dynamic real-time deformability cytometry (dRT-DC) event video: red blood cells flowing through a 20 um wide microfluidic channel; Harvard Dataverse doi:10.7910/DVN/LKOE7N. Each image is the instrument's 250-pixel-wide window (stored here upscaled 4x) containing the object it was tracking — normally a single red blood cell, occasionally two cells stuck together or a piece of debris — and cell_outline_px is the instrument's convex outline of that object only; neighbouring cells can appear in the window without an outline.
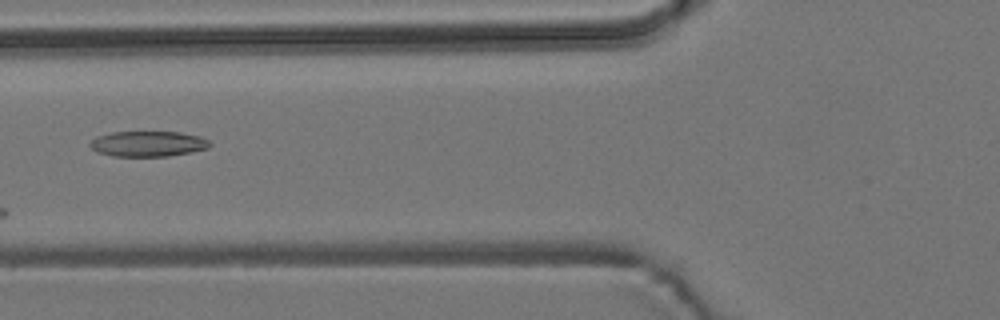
{"species": "common noctule bat (a hibernating species)", "species_latin": "Nyctalus noctula", "temperature_condition": "room temperature", "stored_images_in_passage": 6, "camera_frame_rate_fps": 3000, "um_per_image_px": 0.085, "animal": {"sex": "male", "body_mass_g": 19.2, "forearm_length_mm": 51.8}, "frame": {"image": 1, "passage_image": 6, "time_ms": 5.667, "image_size_px": [1000, 320], "cell_outline_px": [[212, 144], [208, 148], [192, 152], [168, 156], [112, 156], [96, 152], [88, 144], [96, 136], [112, 132], [180, 132], [200, 136], [208, 140]], "centroid_in_image_um": [12.58, 12.22], "position_along_channel_um": 113.2, "area_um2": 17.86}}